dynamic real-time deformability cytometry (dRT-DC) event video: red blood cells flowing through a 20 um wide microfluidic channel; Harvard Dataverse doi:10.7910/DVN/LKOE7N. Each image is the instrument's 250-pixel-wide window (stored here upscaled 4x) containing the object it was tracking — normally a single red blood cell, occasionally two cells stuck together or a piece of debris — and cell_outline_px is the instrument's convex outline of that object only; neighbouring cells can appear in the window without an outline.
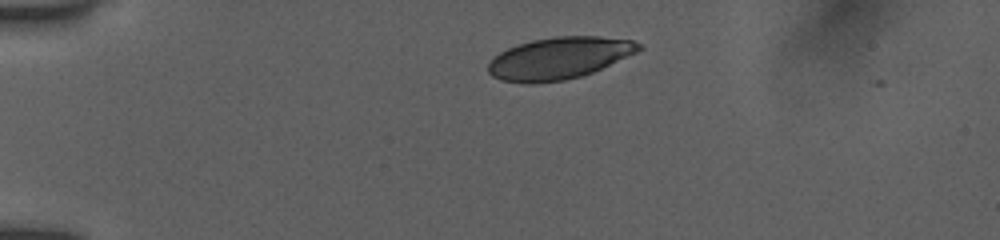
{"species": "human", "species_latin": "Homo sapiens", "temperature_condition": "room temperature", "stored_images_in_passage": 38, "camera_frame_rate_fps": 3000, "um_per_image_px": 0.085, "donor": {"sex": "female"}, "frame": {"image": 1, "passage_image": 1, "time_ms": 0.0, "image_size_px": [1000, 240], "cell_outline_px": [[644, 48], [636, 52], [584, 76], [564, 80], [532, 84], [528, 84], [500, 80], [492, 76], [488, 72], [488, 64], [500, 52], [516, 44], [532, 40], [556, 36], [600, 36], [632, 40], [644, 44]], "centroid_in_image_um": [47.53, 4.94], "position_along_channel_um": 37.5, "area_um2": 36.93}}
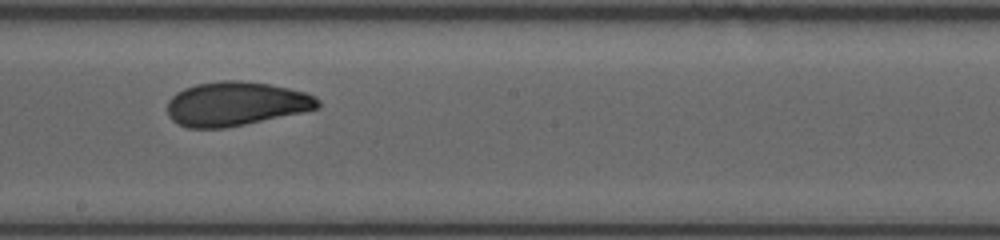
{"frame": {"image": 2, "passage_image": 20, "time_ms": 6.333, "image_size_px": [1000, 240], "cell_outline_px": [[320, 108], [304, 112], [224, 128], [188, 128], [172, 120], [168, 116], [168, 100], [176, 92], [184, 88], [196, 84], [220, 80], [240, 80], [268, 84], [288, 88], [304, 92], [316, 96], [320, 100]], "centroid_in_image_um": [20.05, 8.82], "position_along_channel_um": 228.1, "area_um2": 38.73}}
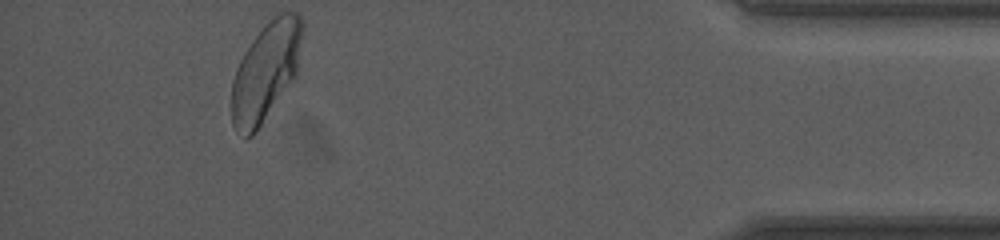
{"frame": {"image": 3, "passage_image": 38, "time_ms": 12.333, "image_size_px": [1000, 240], "cell_outline_px": [[304, 28], [296, 72], [292, 80], [252, 136], [244, 140], [236, 132], [232, 124], [232, 80], [236, 68], [244, 52], [252, 40], [280, 12], [300, 12], [304, 20]], "centroid_in_image_um": [22.58, 6.08], "position_along_channel_um": 412.6, "area_um2": 40.11}, "authors_computed_cell_mechanics": {"area_um2": 38.726, "velocity_mm_per_s": 3.8955, "shape_relaxation_time_tau1_ms": 5.1102, "shape_relaxation_time_tau2_ms": 1.1873, "deformation_change_tau1": 0.1401, "deformation_change_tau2": 0.0604}}